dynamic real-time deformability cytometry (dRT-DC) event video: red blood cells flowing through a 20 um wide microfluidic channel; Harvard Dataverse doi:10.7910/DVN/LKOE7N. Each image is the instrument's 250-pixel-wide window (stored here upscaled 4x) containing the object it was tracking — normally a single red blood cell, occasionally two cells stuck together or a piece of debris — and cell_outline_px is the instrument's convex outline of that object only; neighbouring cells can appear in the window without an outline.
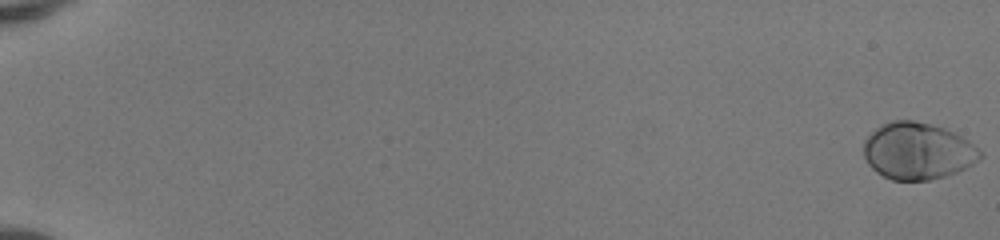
{"species": "human", "species_latin": "Homo sapiens", "temperature_condition": "room temperature", "stored_images_in_passage": 52, "camera_frame_rate_fps": 3000, "um_per_image_px": 0.085, "donor": {"sex": "female"}, "frame": {"image": 1, "passage_image": 1, "time_ms": 0.0, "image_size_px": [1000, 240], "cell_outline_px": [[984, 156], [972, 164], [956, 172], [944, 176], [928, 180], [892, 180], [876, 172], [868, 164], [864, 156], [864, 140], [876, 128], [892, 120], [912, 120], [944, 128], [968, 140], [984, 152]], "centroid_in_image_um": [78.01, 12.84], "position_along_channel_um": 7.0, "area_um2": 38.38}}
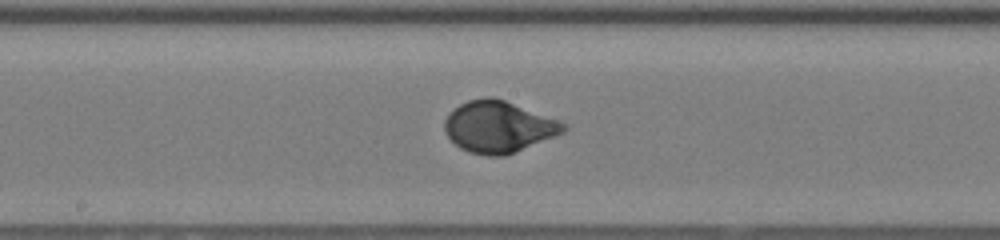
{"frame": {"image": 2, "passage_image": 31, "time_ms": 10.0, "image_size_px": [1000, 240], "cell_outline_px": [[568, 128], [564, 132], [556, 136], [504, 156], [488, 156], [468, 152], [460, 148], [444, 132], [444, 120], [452, 108], [468, 100], [488, 96], [492, 96], [504, 100], [568, 124]], "centroid_in_image_um": [42.35, 10.78], "position_along_channel_um": 205.9, "area_um2": 35.66}}
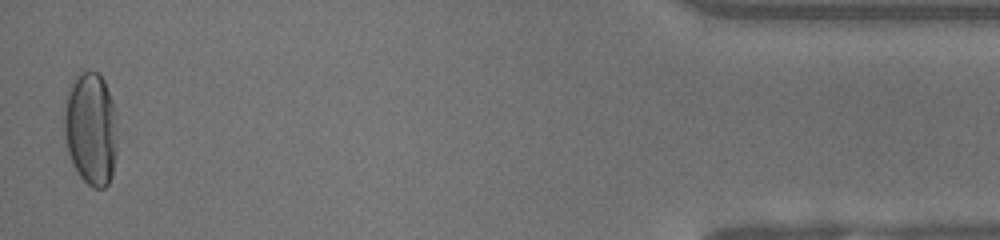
{"frame": {"image": 3, "passage_image": 52, "time_ms": 17.0, "image_size_px": [1000, 240], "cell_outline_px": [[116, 144], [112, 176], [108, 184], [104, 188], [92, 188], [80, 176], [68, 152], [64, 136], [64, 108], [68, 92], [76, 76], [80, 72], [96, 72], [104, 80], [112, 100], [116, 120]], "centroid_in_image_um": [7.72, 10.96], "position_along_channel_um": 427.5, "area_um2": 34.68}, "authors_computed_cell_mechanics": {"area_um2": 35.5181, "velocity_mm_per_s": 4.1528, "shape_relaxation_time_tau1_ms": 2.6824, "shape_relaxation_time_tau2_ms": null, "deformation_change_tau1": 0.171, "deformation_change_tau2": null}}